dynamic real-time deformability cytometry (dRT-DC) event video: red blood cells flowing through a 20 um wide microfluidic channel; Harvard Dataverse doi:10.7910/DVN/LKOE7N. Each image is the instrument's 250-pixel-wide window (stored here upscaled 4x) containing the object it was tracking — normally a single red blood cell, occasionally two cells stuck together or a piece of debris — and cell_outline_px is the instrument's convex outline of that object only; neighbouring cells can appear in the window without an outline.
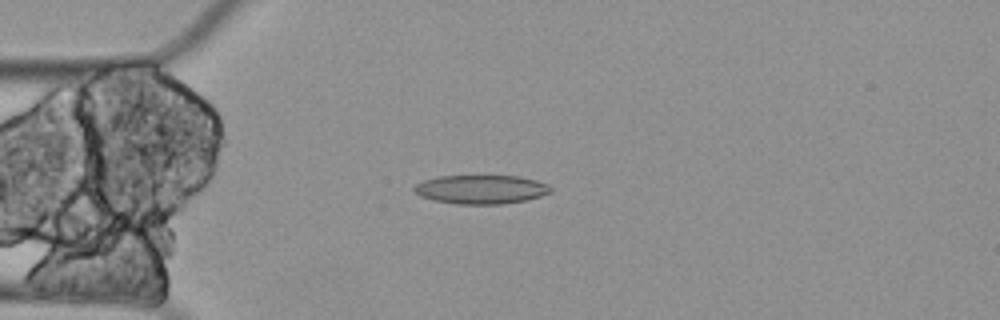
{"species": "Egyptian fruit bat (a non-hibernating species)", "species_latin": "Rousettus aegyptiacus", "temperature_condition": "cold", "stored_images_in_passage": 5, "camera_frame_rate_fps": 3000, "um_per_image_px": 0.085, "animal": {"sex": "female"}, "frame": {"image": 1, "passage_image": 5, "time_ms": 1.333, "image_size_px": [1000, 320], "cell_outline_px": [[552, 192], [540, 196], [524, 200], [500, 204], [456, 204], [436, 200], [420, 196], [412, 188], [416, 184], [424, 180], [440, 176], [520, 176], [536, 180], [548, 184], [552, 188]], "centroid_in_image_um": [40.91, 16.09], "position_along_channel_um": 44.1, "area_um2": 22.83}}